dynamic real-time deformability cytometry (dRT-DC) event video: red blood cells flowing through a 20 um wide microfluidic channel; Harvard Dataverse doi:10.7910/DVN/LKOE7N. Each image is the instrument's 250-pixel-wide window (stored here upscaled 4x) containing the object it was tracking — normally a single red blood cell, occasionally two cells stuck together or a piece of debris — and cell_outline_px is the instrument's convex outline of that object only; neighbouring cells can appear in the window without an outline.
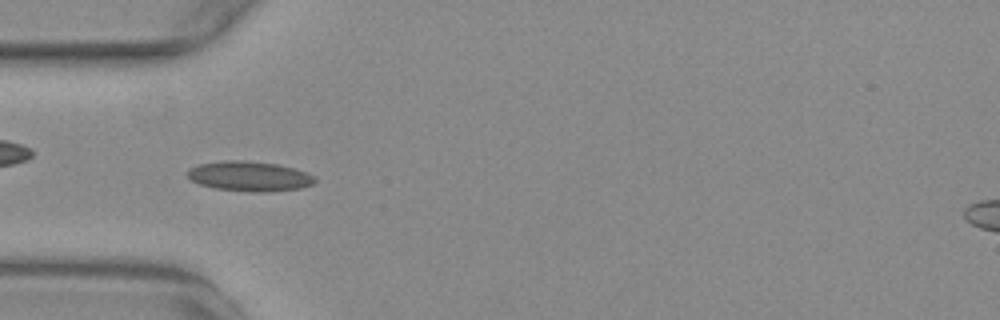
{"species": "common noctule bat (a hibernating species)", "species_latin": "Nyctalus noctula", "temperature_condition": "warm", "stored_images_in_passage": 54, "camera_frame_rate_fps": 3000, "um_per_image_px": 0.085, "animal": {"sex": "female", "body_mass_g": 29.2, "forearm_length_mm": 56.3}, "frame": {"image": 1, "passage_image": 16, "time_ms": 5.0, "image_size_px": [1000, 320], "cell_outline_px": [[316, 180], [312, 184], [300, 188], [264, 192], [248, 192], [216, 188], [200, 184], [192, 180], [188, 176], [188, 168], [200, 164], [224, 160], [244, 160], [276, 164], [292, 168], [316, 176]], "centroid_in_image_um": [21.19, 14.98], "position_along_channel_um": 63.8, "area_um2": 22.02}}
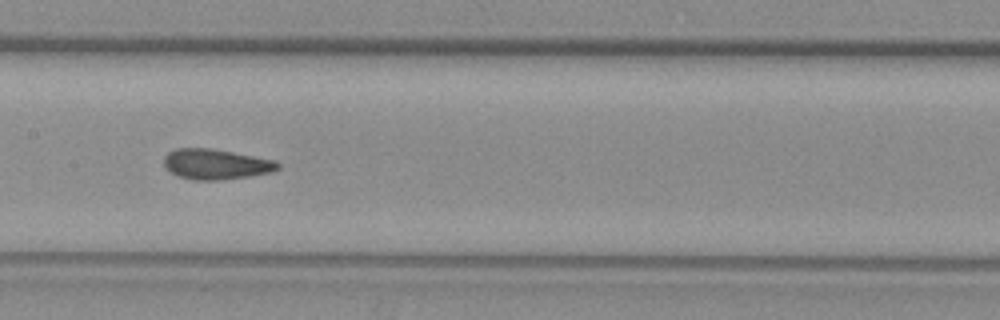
{"frame": {"image": 2, "passage_image": 26, "time_ms": 8.333, "image_size_px": [1000, 320], "cell_outline_px": [[280, 168], [272, 172], [248, 176], [220, 180], [192, 180], [176, 176], [164, 168], [164, 156], [168, 152], [176, 148], [212, 148], [276, 160], [280, 164]], "centroid_in_image_um": [18.33, 13.96], "position_along_channel_um": 189.1, "area_um2": 20.4}}
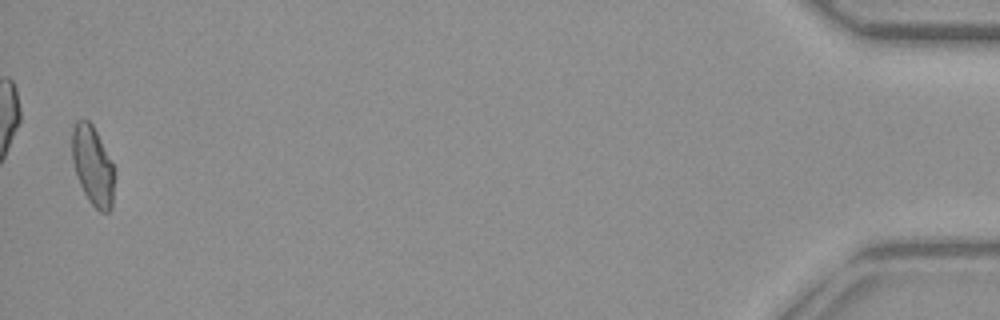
{"frame": {"image": 3, "passage_image": 53, "time_ms": 17.333, "image_size_px": [1000, 320], "cell_outline_px": [[116, 172], [112, 208], [108, 212], [100, 212], [88, 200], [76, 176], [72, 160], [72, 128], [76, 120], [88, 120], [92, 124]], "centroid_in_image_um": [7.89, 14.12], "position_along_channel_um": 427.3, "area_um2": 19.65}, "authors_computed_cell_mechanics": {"area_um2": 19.9699, "velocity_mm_per_s": 3.7599, "shape_relaxation_time_tau1_ms": 8.3806, "shape_relaxation_time_tau2_ms": 1.0131, "deformation_change_tau1": 0.1948, "deformation_change_tau2": 0.0811}}